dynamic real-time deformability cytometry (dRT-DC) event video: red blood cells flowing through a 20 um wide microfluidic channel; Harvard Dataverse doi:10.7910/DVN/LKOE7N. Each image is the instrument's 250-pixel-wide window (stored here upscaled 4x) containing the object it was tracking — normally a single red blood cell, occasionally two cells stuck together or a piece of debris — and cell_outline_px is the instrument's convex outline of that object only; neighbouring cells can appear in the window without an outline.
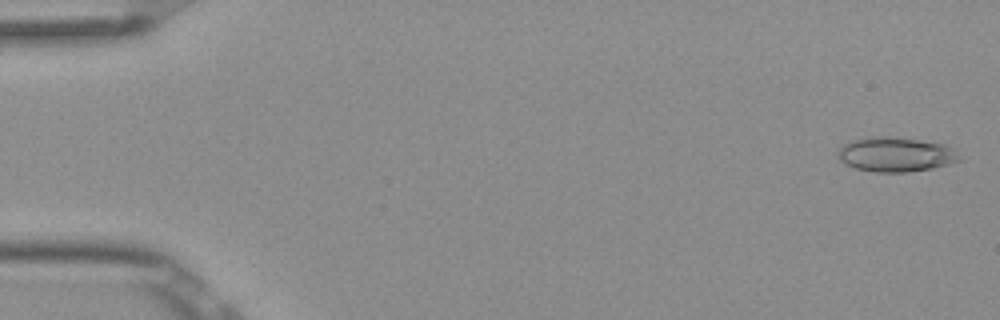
{"species": "Egyptian fruit bat (a non-hibernating species)", "species_latin": "Rousettus aegyptiacus", "temperature_condition": "room temperature", "stored_images_in_passage": 5, "camera_frame_rate_fps": 3000, "um_per_image_px": 0.085, "frame": {"image": 1, "passage_image": 1, "time_ms": 0.0, "image_size_px": [1000, 320], "cell_outline_px": [[960, 160], [948, 164], [932, 168], [908, 172], [872, 172], [856, 168], [844, 164], [840, 160], [840, 148], [844, 144], [856, 140], [876, 136], [884, 136], [920, 140], [944, 144], [952, 148]], "centroid_in_image_um": [76.13, 13.14], "position_along_channel_um": 8.9, "area_um2": 23.99}}
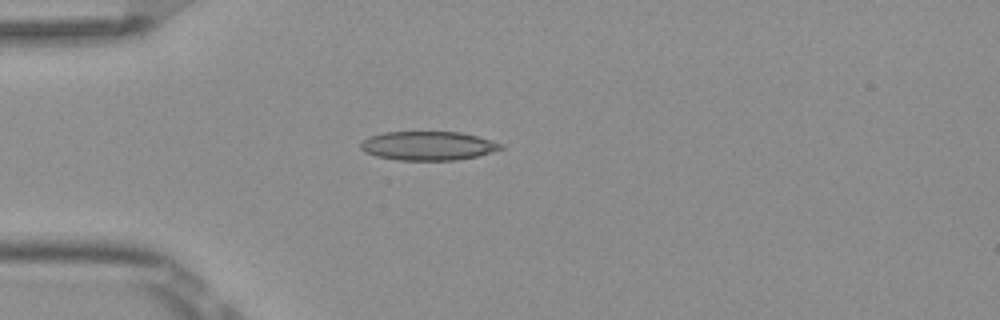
{"frame": {"image": 2, "passage_image": 5, "time_ms": 1.333, "image_size_px": [1000, 320], "cell_outline_px": [[504, 148], [492, 152], [476, 156], [456, 160], [396, 160], [376, 156], [364, 152], [360, 148], [360, 144], [368, 136], [384, 132], [460, 132], [476, 136], [504, 144]], "centroid_in_image_um": [36.36, 12.39], "position_along_channel_um": 48.6, "area_um2": 23.64}}